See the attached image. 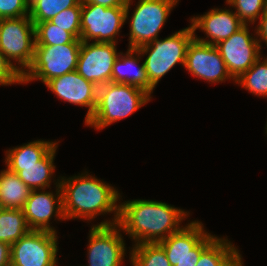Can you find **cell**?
Wrapping results in <instances>:
<instances>
[{
	"mask_svg": "<svg viewBox=\"0 0 267 266\" xmlns=\"http://www.w3.org/2000/svg\"><path fill=\"white\" fill-rule=\"evenodd\" d=\"M84 172L72 177L61 176L62 208L65 220L84 219L92 221L97 216L113 213L112 220H103L97 226L115 225L119 218L121 201L119 191L104 182Z\"/></svg>",
	"mask_w": 267,
	"mask_h": 266,
	"instance_id": "6da1fadb",
	"label": "cell"
},
{
	"mask_svg": "<svg viewBox=\"0 0 267 266\" xmlns=\"http://www.w3.org/2000/svg\"><path fill=\"white\" fill-rule=\"evenodd\" d=\"M119 203L117 225L134 241L133 245L161 242L180 231L184 227L181 222L190 215L188 211L156 200L134 199Z\"/></svg>",
	"mask_w": 267,
	"mask_h": 266,
	"instance_id": "7a4b0ae2",
	"label": "cell"
},
{
	"mask_svg": "<svg viewBox=\"0 0 267 266\" xmlns=\"http://www.w3.org/2000/svg\"><path fill=\"white\" fill-rule=\"evenodd\" d=\"M151 97L129 84L109 82L99 86L96 109L85 125L96 130L105 129L139 110L151 101Z\"/></svg>",
	"mask_w": 267,
	"mask_h": 266,
	"instance_id": "3957f363",
	"label": "cell"
},
{
	"mask_svg": "<svg viewBox=\"0 0 267 266\" xmlns=\"http://www.w3.org/2000/svg\"><path fill=\"white\" fill-rule=\"evenodd\" d=\"M194 34L190 24L164 39L158 38L137 49L141 57L147 56L143 63L149 82L154 88L176 64L184 67L187 47Z\"/></svg>",
	"mask_w": 267,
	"mask_h": 266,
	"instance_id": "277c9868",
	"label": "cell"
},
{
	"mask_svg": "<svg viewBox=\"0 0 267 266\" xmlns=\"http://www.w3.org/2000/svg\"><path fill=\"white\" fill-rule=\"evenodd\" d=\"M81 43L35 46L33 62L23 74V84L39 80L45 85L52 78L75 71Z\"/></svg>",
	"mask_w": 267,
	"mask_h": 266,
	"instance_id": "5b68a950",
	"label": "cell"
},
{
	"mask_svg": "<svg viewBox=\"0 0 267 266\" xmlns=\"http://www.w3.org/2000/svg\"><path fill=\"white\" fill-rule=\"evenodd\" d=\"M133 0L126 7H103L98 4H81L80 40L90 42L117 43L120 29L129 20Z\"/></svg>",
	"mask_w": 267,
	"mask_h": 266,
	"instance_id": "8992f818",
	"label": "cell"
},
{
	"mask_svg": "<svg viewBox=\"0 0 267 266\" xmlns=\"http://www.w3.org/2000/svg\"><path fill=\"white\" fill-rule=\"evenodd\" d=\"M0 51L22 75L27 71L35 51V28L29 16L0 19Z\"/></svg>",
	"mask_w": 267,
	"mask_h": 266,
	"instance_id": "52a82bcc",
	"label": "cell"
},
{
	"mask_svg": "<svg viewBox=\"0 0 267 266\" xmlns=\"http://www.w3.org/2000/svg\"><path fill=\"white\" fill-rule=\"evenodd\" d=\"M204 229L201 221H190L159 242L172 266H196L201 253L218 237Z\"/></svg>",
	"mask_w": 267,
	"mask_h": 266,
	"instance_id": "ba28073f",
	"label": "cell"
},
{
	"mask_svg": "<svg viewBox=\"0 0 267 266\" xmlns=\"http://www.w3.org/2000/svg\"><path fill=\"white\" fill-rule=\"evenodd\" d=\"M179 0H138L130 17L129 48L139 47L158 39L171 11Z\"/></svg>",
	"mask_w": 267,
	"mask_h": 266,
	"instance_id": "9c48e42d",
	"label": "cell"
},
{
	"mask_svg": "<svg viewBox=\"0 0 267 266\" xmlns=\"http://www.w3.org/2000/svg\"><path fill=\"white\" fill-rule=\"evenodd\" d=\"M57 233L30 230L11 245V266H58Z\"/></svg>",
	"mask_w": 267,
	"mask_h": 266,
	"instance_id": "30bf717a",
	"label": "cell"
},
{
	"mask_svg": "<svg viewBox=\"0 0 267 266\" xmlns=\"http://www.w3.org/2000/svg\"><path fill=\"white\" fill-rule=\"evenodd\" d=\"M248 26L250 25H244L228 39L215 45L234 80H237L244 72L249 70L262 56L261 49L263 47L260 45L257 36L249 32Z\"/></svg>",
	"mask_w": 267,
	"mask_h": 266,
	"instance_id": "8fae6325",
	"label": "cell"
},
{
	"mask_svg": "<svg viewBox=\"0 0 267 266\" xmlns=\"http://www.w3.org/2000/svg\"><path fill=\"white\" fill-rule=\"evenodd\" d=\"M117 43L82 41L76 71L97 87L112 82L113 65L120 52Z\"/></svg>",
	"mask_w": 267,
	"mask_h": 266,
	"instance_id": "7c38bea8",
	"label": "cell"
},
{
	"mask_svg": "<svg viewBox=\"0 0 267 266\" xmlns=\"http://www.w3.org/2000/svg\"><path fill=\"white\" fill-rule=\"evenodd\" d=\"M121 228L92 225L89 231L88 266H122L126 255V244ZM122 264V265H121Z\"/></svg>",
	"mask_w": 267,
	"mask_h": 266,
	"instance_id": "4fadbf2b",
	"label": "cell"
},
{
	"mask_svg": "<svg viewBox=\"0 0 267 266\" xmlns=\"http://www.w3.org/2000/svg\"><path fill=\"white\" fill-rule=\"evenodd\" d=\"M55 181V192L46 189L32 190L29 198L22 208L26 222L31 230H43L57 233L55 227L51 226L52 217L58 221H65L62 208V192L60 178ZM38 191V192H37Z\"/></svg>",
	"mask_w": 267,
	"mask_h": 266,
	"instance_id": "5bb4252c",
	"label": "cell"
},
{
	"mask_svg": "<svg viewBox=\"0 0 267 266\" xmlns=\"http://www.w3.org/2000/svg\"><path fill=\"white\" fill-rule=\"evenodd\" d=\"M184 68L191 75L209 83L235 80L229 74L225 62L215 45L191 40L187 47Z\"/></svg>",
	"mask_w": 267,
	"mask_h": 266,
	"instance_id": "9a60e30c",
	"label": "cell"
},
{
	"mask_svg": "<svg viewBox=\"0 0 267 266\" xmlns=\"http://www.w3.org/2000/svg\"><path fill=\"white\" fill-rule=\"evenodd\" d=\"M45 85L60 100L88 108L84 122L93 115L97 106L98 87L76 70L52 78Z\"/></svg>",
	"mask_w": 267,
	"mask_h": 266,
	"instance_id": "2e32d148",
	"label": "cell"
},
{
	"mask_svg": "<svg viewBox=\"0 0 267 266\" xmlns=\"http://www.w3.org/2000/svg\"><path fill=\"white\" fill-rule=\"evenodd\" d=\"M233 11L227 8H212L201 16L190 18L193 31L199 29L207 35L206 38H199L194 34V38L199 42L211 45L228 39L245 25Z\"/></svg>",
	"mask_w": 267,
	"mask_h": 266,
	"instance_id": "e0dca14e",
	"label": "cell"
},
{
	"mask_svg": "<svg viewBox=\"0 0 267 266\" xmlns=\"http://www.w3.org/2000/svg\"><path fill=\"white\" fill-rule=\"evenodd\" d=\"M140 59L137 49L128 48L124 54L120 52L113 65L112 82L138 87L151 96L155 88L149 82L144 63L139 64Z\"/></svg>",
	"mask_w": 267,
	"mask_h": 266,
	"instance_id": "ac0fdd59",
	"label": "cell"
},
{
	"mask_svg": "<svg viewBox=\"0 0 267 266\" xmlns=\"http://www.w3.org/2000/svg\"><path fill=\"white\" fill-rule=\"evenodd\" d=\"M58 143L36 164L6 165L12 172L17 173L20 180L31 190L51 189L52 178L55 177L54 159Z\"/></svg>",
	"mask_w": 267,
	"mask_h": 266,
	"instance_id": "d6986e66",
	"label": "cell"
},
{
	"mask_svg": "<svg viewBox=\"0 0 267 266\" xmlns=\"http://www.w3.org/2000/svg\"><path fill=\"white\" fill-rule=\"evenodd\" d=\"M31 191L17 173L8 168L0 171V208L22 209Z\"/></svg>",
	"mask_w": 267,
	"mask_h": 266,
	"instance_id": "ffe728a7",
	"label": "cell"
},
{
	"mask_svg": "<svg viewBox=\"0 0 267 266\" xmlns=\"http://www.w3.org/2000/svg\"><path fill=\"white\" fill-rule=\"evenodd\" d=\"M238 248L227 237H217L200 255L196 266H234L240 259Z\"/></svg>",
	"mask_w": 267,
	"mask_h": 266,
	"instance_id": "44dd1931",
	"label": "cell"
},
{
	"mask_svg": "<svg viewBox=\"0 0 267 266\" xmlns=\"http://www.w3.org/2000/svg\"><path fill=\"white\" fill-rule=\"evenodd\" d=\"M58 142L34 140L5 151L6 165H29L40 161Z\"/></svg>",
	"mask_w": 267,
	"mask_h": 266,
	"instance_id": "7402d4cb",
	"label": "cell"
},
{
	"mask_svg": "<svg viewBox=\"0 0 267 266\" xmlns=\"http://www.w3.org/2000/svg\"><path fill=\"white\" fill-rule=\"evenodd\" d=\"M30 230L22 209L0 208L1 242L12 245Z\"/></svg>",
	"mask_w": 267,
	"mask_h": 266,
	"instance_id": "603a6c76",
	"label": "cell"
},
{
	"mask_svg": "<svg viewBox=\"0 0 267 266\" xmlns=\"http://www.w3.org/2000/svg\"><path fill=\"white\" fill-rule=\"evenodd\" d=\"M235 83L253 95L267 98V56H261Z\"/></svg>",
	"mask_w": 267,
	"mask_h": 266,
	"instance_id": "cb8c5ba5",
	"label": "cell"
},
{
	"mask_svg": "<svg viewBox=\"0 0 267 266\" xmlns=\"http://www.w3.org/2000/svg\"><path fill=\"white\" fill-rule=\"evenodd\" d=\"M129 260L132 266H172L159 243L132 245Z\"/></svg>",
	"mask_w": 267,
	"mask_h": 266,
	"instance_id": "d4e9b609",
	"label": "cell"
},
{
	"mask_svg": "<svg viewBox=\"0 0 267 266\" xmlns=\"http://www.w3.org/2000/svg\"><path fill=\"white\" fill-rule=\"evenodd\" d=\"M81 0H30L29 17L33 24L50 21L63 10L75 7Z\"/></svg>",
	"mask_w": 267,
	"mask_h": 266,
	"instance_id": "484cf974",
	"label": "cell"
},
{
	"mask_svg": "<svg viewBox=\"0 0 267 266\" xmlns=\"http://www.w3.org/2000/svg\"><path fill=\"white\" fill-rule=\"evenodd\" d=\"M35 28V46L63 45L71 42H82L72 33L64 31L50 21L36 23Z\"/></svg>",
	"mask_w": 267,
	"mask_h": 266,
	"instance_id": "4316f807",
	"label": "cell"
},
{
	"mask_svg": "<svg viewBox=\"0 0 267 266\" xmlns=\"http://www.w3.org/2000/svg\"><path fill=\"white\" fill-rule=\"evenodd\" d=\"M226 4L235 9V14L245 25H253L264 12L267 0H226Z\"/></svg>",
	"mask_w": 267,
	"mask_h": 266,
	"instance_id": "83f0119b",
	"label": "cell"
},
{
	"mask_svg": "<svg viewBox=\"0 0 267 266\" xmlns=\"http://www.w3.org/2000/svg\"><path fill=\"white\" fill-rule=\"evenodd\" d=\"M51 23L64 31L72 33L77 39L81 35V1L72 8L66 9L55 15Z\"/></svg>",
	"mask_w": 267,
	"mask_h": 266,
	"instance_id": "f1b7e54d",
	"label": "cell"
},
{
	"mask_svg": "<svg viewBox=\"0 0 267 266\" xmlns=\"http://www.w3.org/2000/svg\"><path fill=\"white\" fill-rule=\"evenodd\" d=\"M30 0H0V19L29 16Z\"/></svg>",
	"mask_w": 267,
	"mask_h": 266,
	"instance_id": "f546056e",
	"label": "cell"
},
{
	"mask_svg": "<svg viewBox=\"0 0 267 266\" xmlns=\"http://www.w3.org/2000/svg\"><path fill=\"white\" fill-rule=\"evenodd\" d=\"M23 84V75L0 51V85Z\"/></svg>",
	"mask_w": 267,
	"mask_h": 266,
	"instance_id": "4dcf8cb0",
	"label": "cell"
},
{
	"mask_svg": "<svg viewBox=\"0 0 267 266\" xmlns=\"http://www.w3.org/2000/svg\"><path fill=\"white\" fill-rule=\"evenodd\" d=\"M254 32H255L254 34L257 36V39L260 42V45H262L261 42L263 41L267 46V5L259 19L257 27L255 26Z\"/></svg>",
	"mask_w": 267,
	"mask_h": 266,
	"instance_id": "1f68e13d",
	"label": "cell"
},
{
	"mask_svg": "<svg viewBox=\"0 0 267 266\" xmlns=\"http://www.w3.org/2000/svg\"><path fill=\"white\" fill-rule=\"evenodd\" d=\"M129 0H81V4H98L103 7H126Z\"/></svg>",
	"mask_w": 267,
	"mask_h": 266,
	"instance_id": "d6a6232c",
	"label": "cell"
},
{
	"mask_svg": "<svg viewBox=\"0 0 267 266\" xmlns=\"http://www.w3.org/2000/svg\"><path fill=\"white\" fill-rule=\"evenodd\" d=\"M0 266H11V245L0 241Z\"/></svg>",
	"mask_w": 267,
	"mask_h": 266,
	"instance_id": "836d02e7",
	"label": "cell"
},
{
	"mask_svg": "<svg viewBox=\"0 0 267 266\" xmlns=\"http://www.w3.org/2000/svg\"><path fill=\"white\" fill-rule=\"evenodd\" d=\"M234 266H244L243 258H241Z\"/></svg>",
	"mask_w": 267,
	"mask_h": 266,
	"instance_id": "e575fe53",
	"label": "cell"
}]
</instances>
